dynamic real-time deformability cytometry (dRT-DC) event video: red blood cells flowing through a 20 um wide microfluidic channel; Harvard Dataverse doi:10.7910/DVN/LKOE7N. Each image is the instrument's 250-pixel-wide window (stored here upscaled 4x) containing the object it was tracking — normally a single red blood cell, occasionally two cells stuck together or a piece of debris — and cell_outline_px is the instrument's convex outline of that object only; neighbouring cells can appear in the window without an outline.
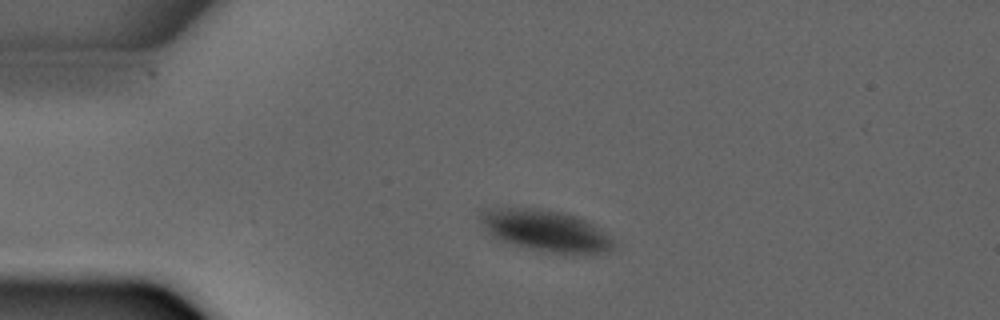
{"species": "common noctule bat (a hibernating species)", "species_latin": "Nyctalus noctula", "temperature_condition": "warm", "stored_images_in_passage": 3, "camera_frame_rate_fps": 3000, "um_per_image_px": 0.085, "animal": {"sex": "male", "forearm_length_mm": 52.5}, "frame": {"image": 1, "passage_image": 2, "time_ms": 1.333, "image_size_px": [1000, 320], "cell_outline_px": [[612, 248], [600, 252], [552, 252], [532, 248], [500, 240], [492, 236], [488, 232], [480, 220], [480, 212], [484, 208], [540, 208], [560, 212], [576, 216], [584, 220], [596, 228], [612, 240]], "centroid_in_image_um": [46.25, 19.55], "position_along_channel_um": 38.7, "area_um2": 30.81}}